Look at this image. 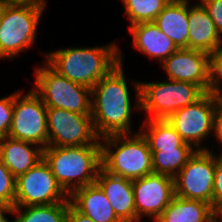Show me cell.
<instances>
[{"label": "cell", "instance_id": "cell-1", "mask_svg": "<svg viewBox=\"0 0 222 222\" xmlns=\"http://www.w3.org/2000/svg\"><path fill=\"white\" fill-rule=\"evenodd\" d=\"M122 65L120 50V63L91 89V117L99 138L132 134V106Z\"/></svg>", "mask_w": 222, "mask_h": 222}, {"label": "cell", "instance_id": "cell-2", "mask_svg": "<svg viewBox=\"0 0 222 222\" xmlns=\"http://www.w3.org/2000/svg\"><path fill=\"white\" fill-rule=\"evenodd\" d=\"M47 64L61 76L90 89L120 63L116 44L59 49L45 54Z\"/></svg>", "mask_w": 222, "mask_h": 222}, {"label": "cell", "instance_id": "cell-3", "mask_svg": "<svg viewBox=\"0 0 222 222\" xmlns=\"http://www.w3.org/2000/svg\"><path fill=\"white\" fill-rule=\"evenodd\" d=\"M43 159L61 188L70 195L74 190L95 183L102 167L101 144L43 149Z\"/></svg>", "mask_w": 222, "mask_h": 222}, {"label": "cell", "instance_id": "cell-4", "mask_svg": "<svg viewBox=\"0 0 222 222\" xmlns=\"http://www.w3.org/2000/svg\"><path fill=\"white\" fill-rule=\"evenodd\" d=\"M131 136L130 133L101 138V161L102 168L110 174L135 180L153 172L152 156L140 131Z\"/></svg>", "mask_w": 222, "mask_h": 222}, {"label": "cell", "instance_id": "cell-5", "mask_svg": "<svg viewBox=\"0 0 222 222\" xmlns=\"http://www.w3.org/2000/svg\"><path fill=\"white\" fill-rule=\"evenodd\" d=\"M137 103L135 109L149 113L146 119H167L171 114L193 104L205 92L190 82H135Z\"/></svg>", "mask_w": 222, "mask_h": 222}, {"label": "cell", "instance_id": "cell-6", "mask_svg": "<svg viewBox=\"0 0 222 222\" xmlns=\"http://www.w3.org/2000/svg\"><path fill=\"white\" fill-rule=\"evenodd\" d=\"M45 6L7 4L0 21V59L15 58L35 43Z\"/></svg>", "mask_w": 222, "mask_h": 222}, {"label": "cell", "instance_id": "cell-7", "mask_svg": "<svg viewBox=\"0 0 222 222\" xmlns=\"http://www.w3.org/2000/svg\"><path fill=\"white\" fill-rule=\"evenodd\" d=\"M45 64L46 67L36 68L34 73L36 85L32 88L41 97L45 106L74 113L91 114V89L70 81L47 63Z\"/></svg>", "mask_w": 222, "mask_h": 222}, {"label": "cell", "instance_id": "cell-8", "mask_svg": "<svg viewBox=\"0 0 222 222\" xmlns=\"http://www.w3.org/2000/svg\"><path fill=\"white\" fill-rule=\"evenodd\" d=\"M220 105L219 98L205 93L193 104L171 114L167 120L186 143L197 150H205L199 145L211 133H216V117Z\"/></svg>", "mask_w": 222, "mask_h": 222}, {"label": "cell", "instance_id": "cell-9", "mask_svg": "<svg viewBox=\"0 0 222 222\" xmlns=\"http://www.w3.org/2000/svg\"><path fill=\"white\" fill-rule=\"evenodd\" d=\"M15 92L12 123L8 137L48 146L47 107L32 89L22 96Z\"/></svg>", "mask_w": 222, "mask_h": 222}, {"label": "cell", "instance_id": "cell-10", "mask_svg": "<svg viewBox=\"0 0 222 222\" xmlns=\"http://www.w3.org/2000/svg\"><path fill=\"white\" fill-rule=\"evenodd\" d=\"M213 150H196L174 177V194L190 200L207 202L213 207L216 154Z\"/></svg>", "mask_w": 222, "mask_h": 222}, {"label": "cell", "instance_id": "cell-11", "mask_svg": "<svg viewBox=\"0 0 222 222\" xmlns=\"http://www.w3.org/2000/svg\"><path fill=\"white\" fill-rule=\"evenodd\" d=\"M64 201H70L69 195L57 183L44 159L16 177L14 207L50 205Z\"/></svg>", "mask_w": 222, "mask_h": 222}, {"label": "cell", "instance_id": "cell-12", "mask_svg": "<svg viewBox=\"0 0 222 222\" xmlns=\"http://www.w3.org/2000/svg\"><path fill=\"white\" fill-rule=\"evenodd\" d=\"M48 146L72 147L101 144L91 114L47 108Z\"/></svg>", "mask_w": 222, "mask_h": 222}, {"label": "cell", "instance_id": "cell-13", "mask_svg": "<svg viewBox=\"0 0 222 222\" xmlns=\"http://www.w3.org/2000/svg\"><path fill=\"white\" fill-rule=\"evenodd\" d=\"M132 188L136 222H140L144 215L156 221L175 195L174 178L156 172L132 180Z\"/></svg>", "mask_w": 222, "mask_h": 222}, {"label": "cell", "instance_id": "cell-14", "mask_svg": "<svg viewBox=\"0 0 222 222\" xmlns=\"http://www.w3.org/2000/svg\"><path fill=\"white\" fill-rule=\"evenodd\" d=\"M169 80L190 82L205 93L209 82V54L188 48L177 49L162 63Z\"/></svg>", "mask_w": 222, "mask_h": 222}, {"label": "cell", "instance_id": "cell-15", "mask_svg": "<svg viewBox=\"0 0 222 222\" xmlns=\"http://www.w3.org/2000/svg\"><path fill=\"white\" fill-rule=\"evenodd\" d=\"M95 183L102 189L122 222H136L132 180L110 174L101 167Z\"/></svg>", "mask_w": 222, "mask_h": 222}, {"label": "cell", "instance_id": "cell-16", "mask_svg": "<svg viewBox=\"0 0 222 222\" xmlns=\"http://www.w3.org/2000/svg\"><path fill=\"white\" fill-rule=\"evenodd\" d=\"M188 22V49L211 54L222 48L216 26L201 3L188 4Z\"/></svg>", "mask_w": 222, "mask_h": 222}, {"label": "cell", "instance_id": "cell-17", "mask_svg": "<svg viewBox=\"0 0 222 222\" xmlns=\"http://www.w3.org/2000/svg\"><path fill=\"white\" fill-rule=\"evenodd\" d=\"M71 205L94 222H122L115 214L109 200L96 184L86 185L69 195Z\"/></svg>", "mask_w": 222, "mask_h": 222}, {"label": "cell", "instance_id": "cell-18", "mask_svg": "<svg viewBox=\"0 0 222 222\" xmlns=\"http://www.w3.org/2000/svg\"><path fill=\"white\" fill-rule=\"evenodd\" d=\"M33 145H35L34 148ZM42 159L43 148L35 143L8 136L0 140V160L15 178L26 173Z\"/></svg>", "mask_w": 222, "mask_h": 222}, {"label": "cell", "instance_id": "cell-19", "mask_svg": "<svg viewBox=\"0 0 222 222\" xmlns=\"http://www.w3.org/2000/svg\"><path fill=\"white\" fill-rule=\"evenodd\" d=\"M129 31L133 36L134 47L161 63L178 49L154 22L134 24L129 26Z\"/></svg>", "mask_w": 222, "mask_h": 222}, {"label": "cell", "instance_id": "cell-20", "mask_svg": "<svg viewBox=\"0 0 222 222\" xmlns=\"http://www.w3.org/2000/svg\"><path fill=\"white\" fill-rule=\"evenodd\" d=\"M188 0H172L153 21L178 49L188 48Z\"/></svg>", "mask_w": 222, "mask_h": 222}, {"label": "cell", "instance_id": "cell-21", "mask_svg": "<svg viewBox=\"0 0 222 222\" xmlns=\"http://www.w3.org/2000/svg\"><path fill=\"white\" fill-rule=\"evenodd\" d=\"M216 210L211 204L173 196L155 222H211Z\"/></svg>", "mask_w": 222, "mask_h": 222}, {"label": "cell", "instance_id": "cell-22", "mask_svg": "<svg viewBox=\"0 0 222 222\" xmlns=\"http://www.w3.org/2000/svg\"><path fill=\"white\" fill-rule=\"evenodd\" d=\"M144 129L140 131L146 138L150 151H162V149H194L186 143L176 132L167 119H145Z\"/></svg>", "mask_w": 222, "mask_h": 222}, {"label": "cell", "instance_id": "cell-23", "mask_svg": "<svg viewBox=\"0 0 222 222\" xmlns=\"http://www.w3.org/2000/svg\"><path fill=\"white\" fill-rule=\"evenodd\" d=\"M70 201L40 206L14 207L13 222H66ZM24 211H23V210Z\"/></svg>", "mask_w": 222, "mask_h": 222}, {"label": "cell", "instance_id": "cell-24", "mask_svg": "<svg viewBox=\"0 0 222 222\" xmlns=\"http://www.w3.org/2000/svg\"><path fill=\"white\" fill-rule=\"evenodd\" d=\"M197 149L151 151L153 172L174 178Z\"/></svg>", "mask_w": 222, "mask_h": 222}, {"label": "cell", "instance_id": "cell-25", "mask_svg": "<svg viewBox=\"0 0 222 222\" xmlns=\"http://www.w3.org/2000/svg\"><path fill=\"white\" fill-rule=\"evenodd\" d=\"M125 13L130 20V26L153 22L155 18L172 0H122Z\"/></svg>", "mask_w": 222, "mask_h": 222}, {"label": "cell", "instance_id": "cell-26", "mask_svg": "<svg viewBox=\"0 0 222 222\" xmlns=\"http://www.w3.org/2000/svg\"><path fill=\"white\" fill-rule=\"evenodd\" d=\"M222 49L209 54V82L207 92L216 98L222 97Z\"/></svg>", "mask_w": 222, "mask_h": 222}, {"label": "cell", "instance_id": "cell-27", "mask_svg": "<svg viewBox=\"0 0 222 222\" xmlns=\"http://www.w3.org/2000/svg\"><path fill=\"white\" fill-rule=\"evenodd\" d=\"M16 178L0 160V203L14 206Z\"/></svg>", "mask_w": 222, "mask_h": 222}, {"label": "cell", "instance_id": "cell-28", "mask_svg": "<svg viewBox=\"0 0 222 222\" xmlns=\"http://www.w3.org/2000/svg\"><path fill=\"white\" fill-rule=\"evenodd\" d=\"M14 94L0 99V140L7 137L12 123Z\"/></svg>", "mask_w": 222, "mask_h": 222}, {"label": "cell", "instance_id": "cell-29", "mask_svg": "<svg viewBox=\"0 0 222 222\" xmlns=\"http://www.w3.org/2000/svg\"><path fill=\"white\" fill-rule=\"evenodd\" d=\"M214 22L222 40V0H199Z\"/></svg>", "mask_w": 222, "mask_h": 222}, {"label": "cell", "instance_id": "cell-30", "mask_svg": "<svg viewBox=\"0 0 222 222\" xmlns=\"http://www.w3.org/2000/svg\"><path fill=\"white\" fill-rule=\"evenodd\" d=\"M222 205V158L216 155V167L213 185V208L217 210Z\"/></svg>", "mask_w": 222, "mask_h": 222}, {"label": "cell", "instance_id": "cell-31", "mask_svg": "<svg viewBox=\"0 0 222 222\" xmlns=\"http://www.w3.org/2000/svg\"><path fill=\"white\" fill-rule=\"evenodd\" d=\"M66 222H94L89 217L77 211L71 204L69 205Z\"/></svg>", "mask_w": 222, "mask_h": 222}, {"label": "cell", "instance_id": "cell-32", "mask_svg": "<svg viewBox=\"0 0 222 222\" xmlns=\"http://www.w3.org/2000/svg\"><path fill=\"white\" fill-rule=\"evenodd\" d=\"M7 4H31L35 6H46V0H2Z\"/></svg>", "mask_w": 222, "mask_h": 222}, {"label": "cell", "instance_id": "cell-33", "mask_svg": "<svg viewBox=\"0 0 222 222\" xmlns=\"http://www.w3.org/2000/svg\"><path fill=\"white\" fill-rule=\"evenodd\" d=\"M216 137L218 141L222 143V104L219 106L216 117Z\"/></svg>", "mask_w": 222, "mask_h": 222}, {"label": "cell", "instance_id": "cell-34", "mask_svg": "<svg viewBox=\"0 0 222 222\" xmlns=\"http://www.w3.org/2000/svg\"><path fill=\"white\" fill-rule=\"evenodd\" d=\"M8 213L9 214L14 213V206H9V205L0 203V222H10L4 215Z\"/></svg>", "mask_w": 222, "mask_h": 222}, {"label": "cell", "instance_id": "cell-35", "mask_svg": "<svg viewBox=\"0 0 222 222\" xmlns=\"http://www.w3.org/2000/svg\"><path fill=\"white\" fill-rule=\"evenodd\" d=\"M7 3H5L4 1L0 0V21H1V17H2V14H3V11L6 7Z\"/></svg>", "mask_w": 222, "mask_h": 222}, {"label": "cell", "instance_id": "cell-36", "mask_svg": "<svg viewBox=\"0 0 222 222\" xmlns=\"http://www.w3.org/2000/svg\"><path fill=\"white\" fill-rule=\"evenodd\" d=\"M220 221H219V220ZM211 222H222V218H220L217 214L213 217L212 221Z\"/></svg>", "mask_w": 222, "mask_h": 222}, {"label": "cell", "instance_id": "cell-37", "mask_svg": "<svg viewBox=\"0 0 222 222\" xmlns=\"http://www.w3.org/2000/svg\"><path fill=\"white\" fill-rule=\"evenodd\" d=\"M216 214L222 218V205L216 210Z\"/></svg>", "mask_w": 222, "mask_h": 222}]
</instances>
